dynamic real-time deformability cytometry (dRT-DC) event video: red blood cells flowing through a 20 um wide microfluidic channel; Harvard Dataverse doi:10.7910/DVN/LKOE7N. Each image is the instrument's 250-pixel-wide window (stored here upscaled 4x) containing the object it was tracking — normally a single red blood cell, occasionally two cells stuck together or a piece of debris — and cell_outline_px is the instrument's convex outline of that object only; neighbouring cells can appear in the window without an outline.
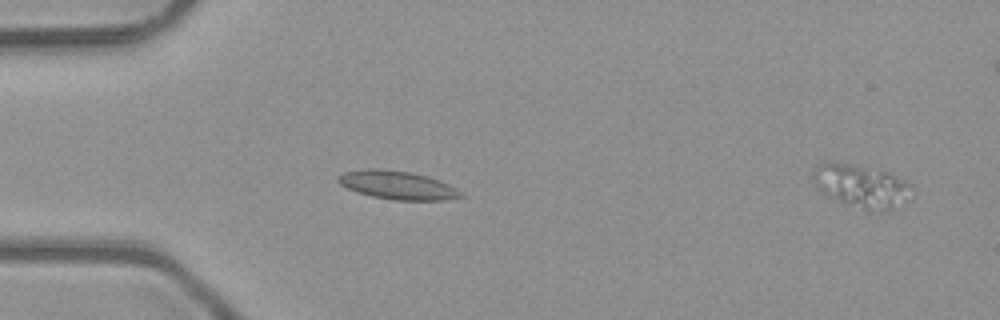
{"species": "common noctule bat (a hibernating species)", "species_latin": "Nyctalus noctula", "temperature_condition": "room temperature", "stored_images_in_passage": 5, "segment_of_instrument_passage": [1, 2], "camera_frame_rate_fps": 3000, "um_per_image_px": 0.085, "animal": {"sex": "male", "body_mass_g": 23.1, "forearm_length_mm": 52.7}, "frame": {"image": 1, "passage_image": 4, "time_ms": 1.0, "image_size_px": [1000, 320], "cell_outline_px": [[464, 196], [448, 200], [392, 200], [372, 196], [348, 188], [340, 184], [336, 180], [336, 176], [344, 172], [368, 168], [384, 168], [412, 172], [428, 176], [440, 180], [464, 192]], "centroid_in_image_um": [33.81, 15.72], "position_along_channel_um": 51.2, "area_um2": 20.58}}